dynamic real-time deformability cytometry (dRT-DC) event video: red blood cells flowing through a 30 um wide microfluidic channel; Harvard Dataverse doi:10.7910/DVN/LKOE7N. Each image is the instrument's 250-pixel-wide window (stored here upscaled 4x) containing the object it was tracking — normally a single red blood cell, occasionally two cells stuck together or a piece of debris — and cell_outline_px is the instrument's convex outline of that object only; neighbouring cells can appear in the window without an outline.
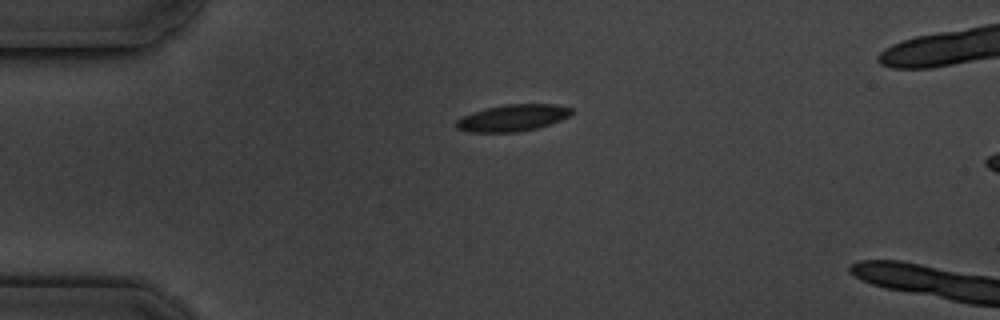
{"species": "common noctule bat (a hibernating species)", "species_latin": "Nyctalus noctula", "temperature_condition": "cold", "stored_images_in_passage": 2, "camera_frame_rate_fps": 3000, "um_per_image_px": 0.085, "animal": {"sex": "male", "body_mass_g": 19.5, "forearm_length_mm": 54.6}, "frame": {"image": 1, "passage_image": 1, "time_ms": 0.0, "image_size_px": [1000, 320], "cell_outline_px": [[572, 116], [536, 128], [520, 132], [468, 132], [456, 128], [456, 120], [472, 112], [488, 108], [508, 104], [556, 104], [572, 108]], "centroid_in_image_um": [43.6, 10.02], "position_along_channel_um": 41.4, "area_um2": 17.86}}